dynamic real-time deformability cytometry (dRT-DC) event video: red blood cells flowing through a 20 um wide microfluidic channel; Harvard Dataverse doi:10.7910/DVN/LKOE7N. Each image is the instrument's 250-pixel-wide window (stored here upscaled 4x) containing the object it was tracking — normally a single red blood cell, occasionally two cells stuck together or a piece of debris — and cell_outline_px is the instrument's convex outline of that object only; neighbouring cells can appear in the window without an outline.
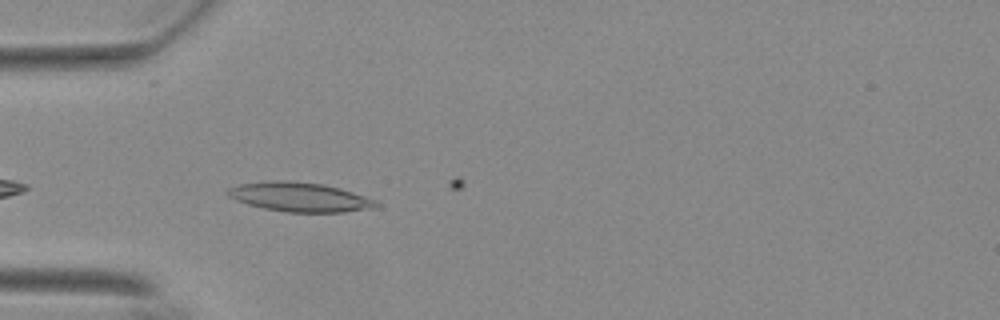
{"species": "Egyptian fruit bat (a non-hibernating species)", "species_latin": "Rousettus aegyptiacus", "temperature_condition": "warm", "stored_images_in_passage": 3, "camera_frame_rate_fps": 3000, "um_per_image_px": 0.085, "animal": {"sex": "female"}, "frame": {"image": 1, "passage_image": 2, "time_ms": 0.333, "image_size_px": [1000, 320], "cell_outline_px": [[380, 204], [376, 208], [344, 212], [288, 212], [264, 208], [248, 204], [236, 200], [228, 196], [228, 188], [240, 184], [272, 180], [288, 180], [324, 184], [340, 188], [376, 200]], "centroid_in_image_um": [25.51, 16.74], "position_along_channel_um": 59.5, "area_um2": 25.32}}